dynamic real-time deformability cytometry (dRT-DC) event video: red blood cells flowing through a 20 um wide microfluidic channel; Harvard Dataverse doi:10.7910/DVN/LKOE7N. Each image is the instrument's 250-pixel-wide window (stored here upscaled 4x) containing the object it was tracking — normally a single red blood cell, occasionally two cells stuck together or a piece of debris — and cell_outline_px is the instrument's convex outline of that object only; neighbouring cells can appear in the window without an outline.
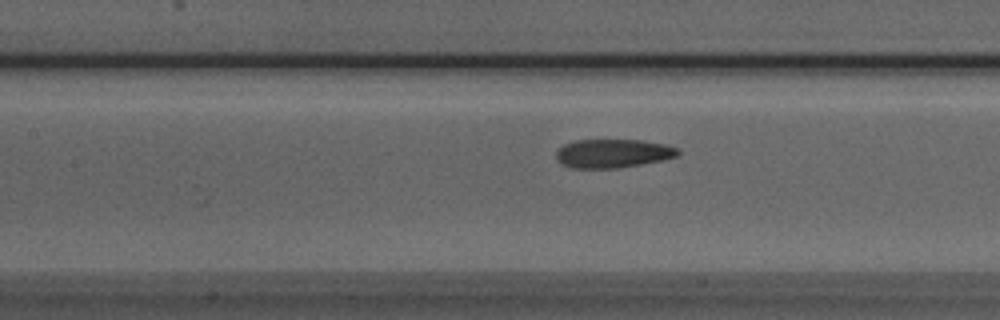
{"species": "Egyptian fruit bat (a non-hibernating species)", "species_latin": "Rousettus aegyptiacus", "temperature_condition": "room temperature", "stored_images_in_passage": 53, "camera_frame_rate_fps": 3000, "um_per_image_px": 0.085, "animal": {"sex": "male"}, "frame": {"image": 1, "passage_image": 23, "time_ms": 7.333, "image_size_px": [1000, 320], "cell_outline_px": [[680, 152], [676, 156], [660, 160], [620, 168], [572, 168], [560, 164], [556, 160], [556, 152], [564, 144], [576, 140], [640, 140], [664, 144], [676, 148]], "centroid_in_image_um": [52.03, 13.04], "position_along_channel_um": 155.4, "area_um2": 20.23}}
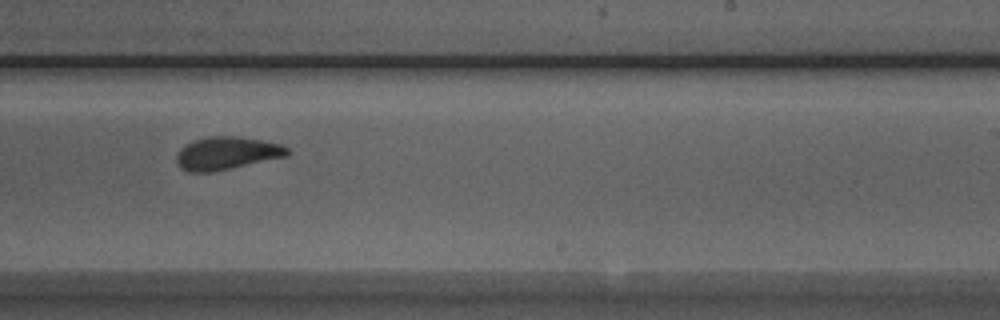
{"frame": {"image": 2, "passage_image": 32, "time_ms": 10.333, "image_size_px": [1000, 320], "cell_outline_px": [[292, 152], [288, 156], [232, 168], [212, 172], [188, 172], [180, 168], [176, 164], [176, 156], [180, 148], [196, 140], [208, 136], [236, 136], [264, 140], [280, 144], [288, 148]], "centroid_in_image_um": [19.29, 13.03], "position_along_channel_um": 269.7, "area_um2": 21.39}}
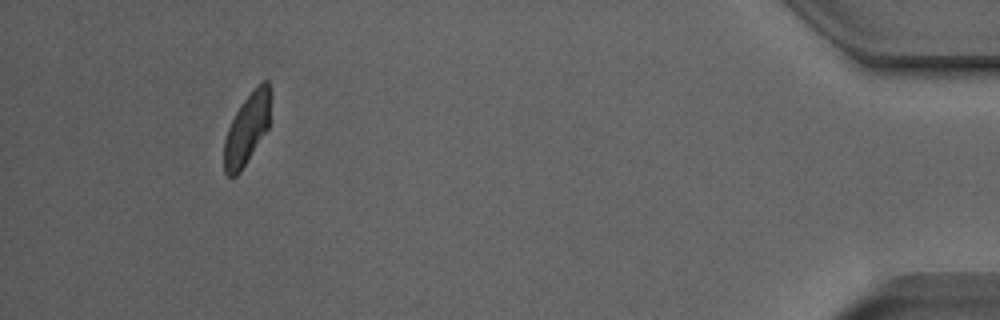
{"frame": {"image": 3, "passage_image": 49, "time_ms": 16.0, "image_size_px": [1000, 320], "cell_outline_px": [[272, 92], [268, 128], [240, 172], [236, 176], [228, 176], [224, 172], [224, 140], [228, 128], [240, 104], [256, 84], [264, 80], [268, 80], [272, 88]], "centroid_in_image_um": [21.02, 10.88], "position_along_channel_um": 414.2, "area_um2": 19.48}, "authors_computed_cell_mechanics": {"area_um2": 21.2126, "velocity_mm_per_s": 3.8283, "shape_relaxation_time_tau1_ms": 5.4869, "shape_relaxation_time_tau2_ms": 2.3506, "deformation_change_tau1": 0.1439, "deformation_change_tau2": 0.0778}}